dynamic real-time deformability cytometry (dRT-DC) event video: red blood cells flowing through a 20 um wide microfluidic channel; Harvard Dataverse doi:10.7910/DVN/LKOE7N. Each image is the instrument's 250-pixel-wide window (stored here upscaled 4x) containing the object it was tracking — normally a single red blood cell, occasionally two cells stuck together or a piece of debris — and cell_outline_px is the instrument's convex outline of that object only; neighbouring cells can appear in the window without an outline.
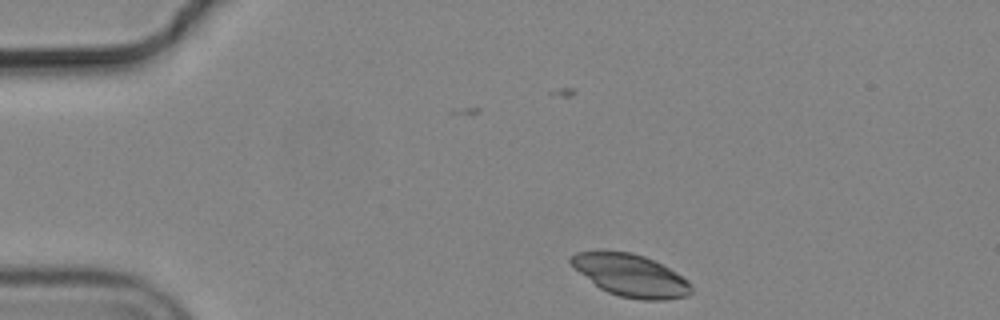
{"species": "common noctule bat (a hibernating species)", "species_latin": "Nyctalus noctula", "temperature_condition": "cold", "stored_images_in_passage": 43, "camera_frame_rate_fps": 3000, "um_per_image_px": 0.085, "animal": {"sex": "male", "body_mass_g": 19.2, "forearm_length_mm": 51.8}, "frame": {"image": 1, "passage_image": 1, "time_ms": 0.0, "image_size_px": [1000, 320], "cell_outline_px": [[692, 292], [688, 296], [664, 300], [644, 300], [620, 296], [608, 292], [600, 288], [572, 268], [568, 260], [576, 252], [632, 252], [644, 256], [676, 272], [688, 280], [692, 288]], "centroid_in_image_um": [53.6, 23.42], "position_along_channel_um": 31.4, "area_um2": 29.36}}